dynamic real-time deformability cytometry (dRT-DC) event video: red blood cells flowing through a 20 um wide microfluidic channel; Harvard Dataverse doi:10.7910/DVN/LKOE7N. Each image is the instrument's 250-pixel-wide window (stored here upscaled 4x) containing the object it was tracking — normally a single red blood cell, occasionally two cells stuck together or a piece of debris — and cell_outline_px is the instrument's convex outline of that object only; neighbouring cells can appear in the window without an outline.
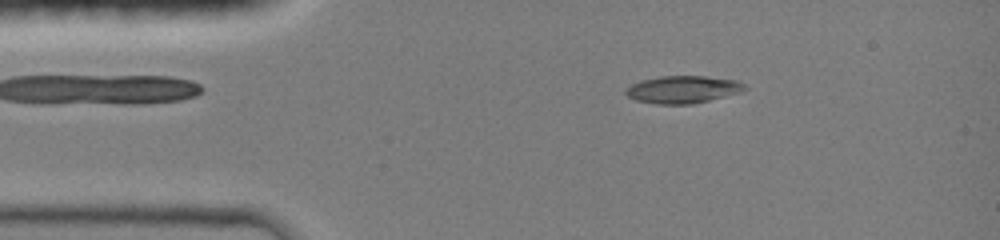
{"species": "common noctule bat (a hibernating species)", "species_latin": "Nyctalus noctula", "temperature_condition": "room temperature", "stored_images_in_passage": 38, "camera_frame_rate_fps": 3000, "um_per_image_px": 0.085, "animal": {"sex": "female", "body_mass_g": 19.0, "forearm_length_mm": 51.5}, "frame": {"image": 1, "passage_image": 6, "time_ms": 1.667, "image_size_px": [1000, 240], "cell_outline_px": [[748, 88], [740, 92], [692, 104], [656, 104], [636, 100], [628, 96], [624, 92], [632, 84], [640, 80], [660, 76], [704, 76], [736, 80], [744, 84]], "centroid_in_image_um": [58.03, 7.6], "position_along_channel_um": 27.0, "area_um2": 18.84}}
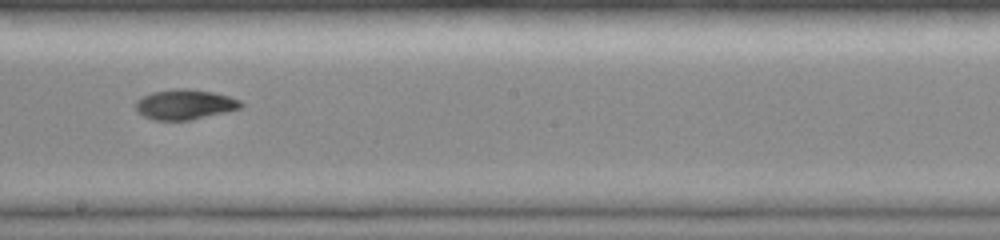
{"frame": {"image": 2, "passage_image": 24, "time_ms": 7.667, "image_size_px": [1000, 240], "cell_outline_px": [[244, 104], [240, 108], [224, 112], [188, 120], [152, 120], [136, 112], [136, 100], [152, 92], [176, 88], [188, 88], [212, 92], [228, 96], [240, 100]], "centroid_in_image_um": [15.68, 8.87], "position_along_channel_um": 232.5, "area_um2": 18.32}}
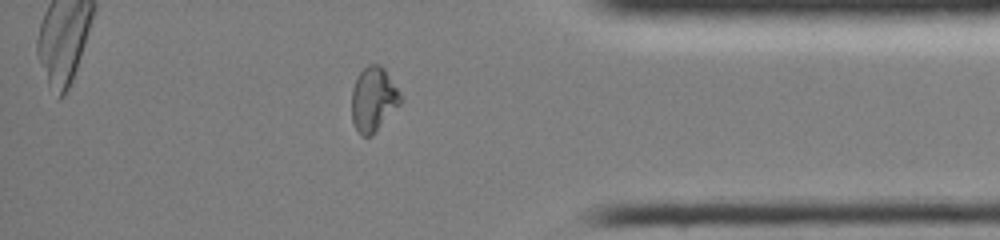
{"frame": {"image": 3, "passage_image": 37, "time_ms": 12.0, "image_size_px": [1000, 240], "cell_outline_px": [[400, 104], [372, 136], [360, 136], [356, 132], [352, 120], [352, 88], [356, 76], [368, 64], [380, 64], [384, 68], [400, 92]], "centroid_in_image_um": [31.71, 8.45], "position_along_channel_um": 403.5, "area_um2": 18.44}, "authors_computed_cell_mechanics": {"area_um2": 18.3804, "velocity_mm_per_s": 4.1919, "shape_relaxation_time_tau1_ms": 8.6689, "shape_relaxation_time_tau2_ms": 3.0203, "deformation_change_tau1": 0.2901, "deformation_change_tau2": 0.0684}}